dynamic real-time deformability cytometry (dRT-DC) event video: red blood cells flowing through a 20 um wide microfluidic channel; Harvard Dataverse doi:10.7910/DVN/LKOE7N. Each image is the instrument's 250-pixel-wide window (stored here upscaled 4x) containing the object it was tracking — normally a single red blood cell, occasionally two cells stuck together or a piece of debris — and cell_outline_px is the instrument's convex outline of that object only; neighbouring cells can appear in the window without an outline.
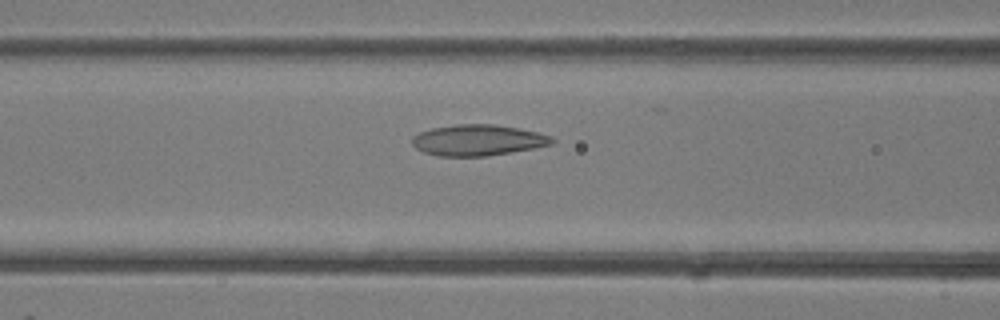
{"species": "common noctule bat (a hibernating species)", "species_latin": "Nyctalus noctula", "temperature_condition": "room temperature", "stored_images_in_passage": 18, "camera_frame_rate_fps": 3000, "um_per_image_px": 0.085, "animal": {"sex": "female"}, "frame": {"image": 1, "passage_image": 16, "time_ms": 5.0, "image_size_px": [1000, 320], "cell_outline_px": [[556, 140], [552, 144], [512, 152], [484, 156], [440, 156], [424, 152], [416, 148], [412, 144], [412, 136], [420, 132], [432, 128], [456, 124], [492, 124], [516, 128], [536, 132], [552, 136]], "centroid_in_image_um": [40.6, 11.91], "position_along_channel_um": 126.0, "area_um2": 25.09}}
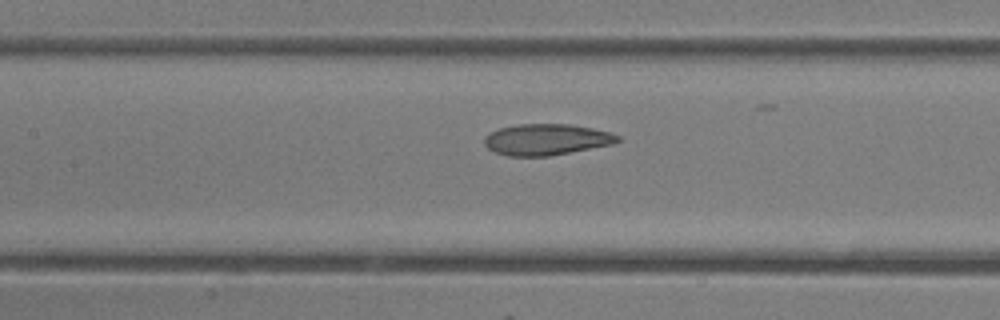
{"frame": {"image": 2, "passage_image": 18, "time_ms": 5.667, "image_size_px": [1000, 320], "cell_outline_px": [[620, 140], [612, 144], [548, 156], [508, 156], [496, 152], [488, 148], [484, 144], [484, 136], [488, 132], [500, 128], [520, 124], [568, 124], [592, 128], [608, 132], [620, 136]], "centroid_in_image_um": [46.4, 11.85], "position_along_channel_um": 161.0, "area_um2": 24.04}}